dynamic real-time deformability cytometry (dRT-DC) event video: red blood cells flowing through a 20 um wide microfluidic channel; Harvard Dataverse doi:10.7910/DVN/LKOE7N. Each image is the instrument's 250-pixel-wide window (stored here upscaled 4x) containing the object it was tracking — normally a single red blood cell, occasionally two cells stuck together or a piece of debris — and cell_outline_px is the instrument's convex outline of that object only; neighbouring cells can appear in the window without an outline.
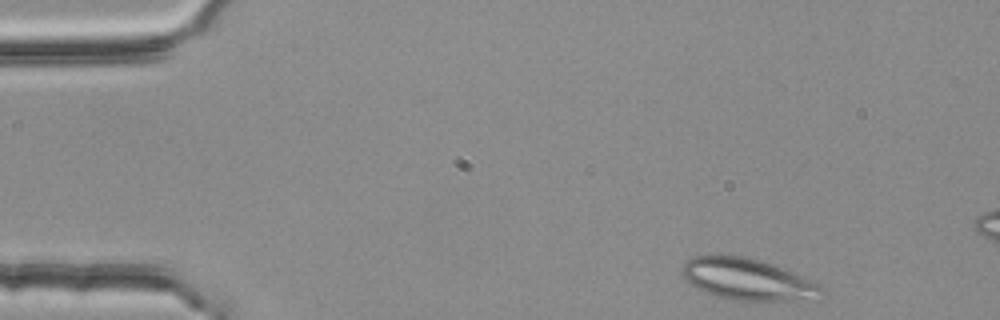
{"species": "common noctule bat (a hibernating species)", "species_latin": "Nyctalus noctula", "temperature_condition": "room temperature", "stored_images_in_passage": 3, "camera_frame_rate_fps": 3000, "um_per_image_px": 0.085, "animal": {"sex": "female", "body_mass_g": 25.1}, "frame": {"image": 1, "passage_image": 1, "time_ms": 0.0, "image_size_px": [1000, 320], "cell_outline_px": [[824, 292], [820, 300], [732, 300], [716, 296], [696, 288], [688, 284], [684, 280], [680, 272], [680, 268], [692, 256], [748, 256], [772, 264], [820, 284], [824, 288]], "centroid_in_image_um": [63.54, 23.76], "position_along_channel_um": 21.5, "area_um2": 33.93}}